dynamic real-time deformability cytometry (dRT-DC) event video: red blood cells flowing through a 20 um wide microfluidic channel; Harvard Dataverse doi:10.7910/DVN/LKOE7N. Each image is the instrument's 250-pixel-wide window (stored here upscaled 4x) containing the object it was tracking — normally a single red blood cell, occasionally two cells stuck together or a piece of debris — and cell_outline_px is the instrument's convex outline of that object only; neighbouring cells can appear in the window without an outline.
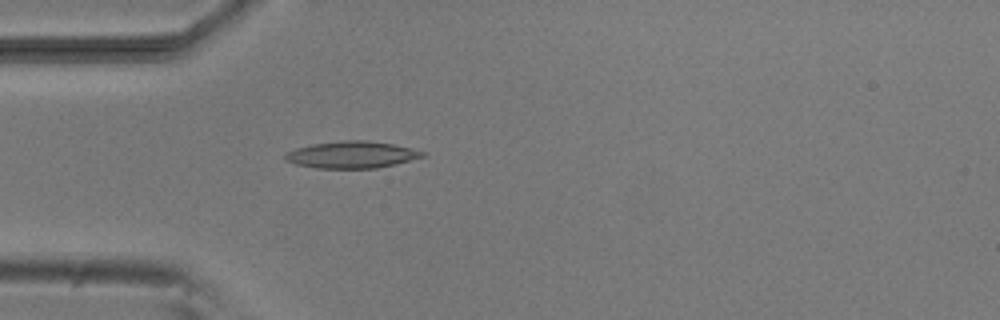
{"species": "common noctule bat (a hibernating species)", "species_latin": "Nyctalus noctula", "temperature_condition": "room temperature", "stored_images_in_passage": 4, "camera_frame_rate_fps": 3000, "um_per_image_px": 0.085, "animal": {"sex": "male", "body_mass_g": 20.5, "forearm_length_mm": 52.5}, "frame": {"image": 1, "passage_image": 4, "time_ms": 4.333, "image_size_px": [1000, 320], "cell_outline_px": [[428, 152], [424, 156], [396, 164], [376, 168], [316, 168], [296, 164], [284, 160], [284, 156], [288, 152], [296, 148], [312, 144], [344, 140], [368, 140], [392, 144]], "centroid_in_image_um": [29.9, 13.15], "position_along_channel_um": 55.1, "area_um2": 21.44}}